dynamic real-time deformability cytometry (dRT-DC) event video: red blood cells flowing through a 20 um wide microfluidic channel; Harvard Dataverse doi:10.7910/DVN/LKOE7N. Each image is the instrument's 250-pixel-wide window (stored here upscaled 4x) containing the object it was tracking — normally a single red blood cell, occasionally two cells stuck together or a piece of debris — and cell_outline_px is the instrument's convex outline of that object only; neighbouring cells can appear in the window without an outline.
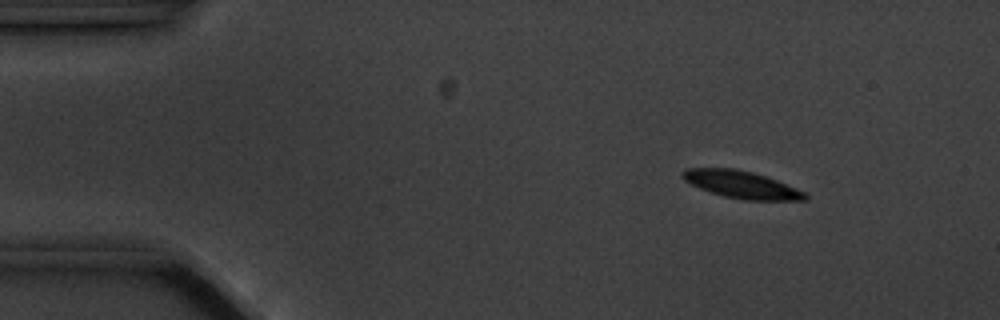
{"species": "common noctule bat (a hibernating species)", "species_latin": "Nyctalus noctula", "temperature_condition": "cold", "stored_images_in_passage": 5, "camera_frame_rate_fps": 3000, "um_per_image_px": 0.085, "animal": {"sex": "male", "body_mass_g": 20.1, "forearm_length_mm": 53.5}, "frame": {"image": 1, "passage_image": 2, "time_ms": 1.333, "image_size_px": [1000, 320], "cell_outline_px": [[808, 200], [744, 200], [724, 196], [700, 188], [684, 180], [680, 176], [680, 172], [688, 168], [732, 168], [752, 172], [776, 180], [804, 192], [808, 196]], "centroid_in_image_um": [62.99, 15.69], "position_along_channel_um": 22.0, "area_um2": 19.25}}